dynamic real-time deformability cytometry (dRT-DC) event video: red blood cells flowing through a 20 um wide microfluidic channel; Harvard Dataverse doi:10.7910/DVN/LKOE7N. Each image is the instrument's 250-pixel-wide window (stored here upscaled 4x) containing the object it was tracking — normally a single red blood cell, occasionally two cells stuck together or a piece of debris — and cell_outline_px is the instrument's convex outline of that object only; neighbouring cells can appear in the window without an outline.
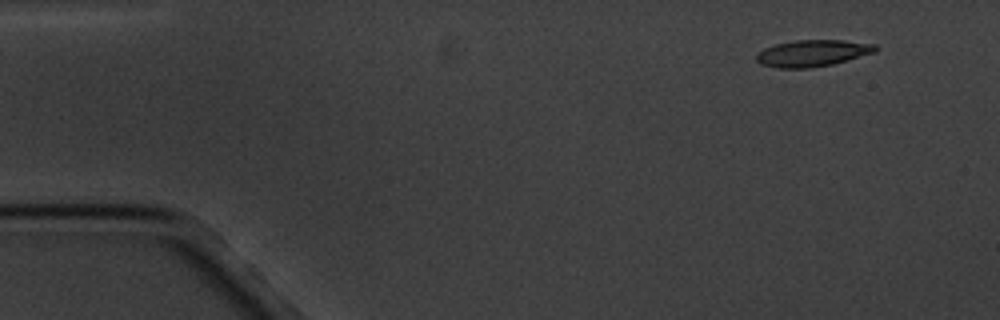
{"species": "common noctule bat (a hibernating species)", "species_latin": "Nyctalus noctula", "temperature_condition": "cold", "stored_images_in_passage": 6, "camera_frame_rate_fps": 3000, "um_per_image_px": 0.085, "animal": {"sex": "male", "body_mass_g": 20.1, "forearm_length_mm": 53.5}, "frame": {"image": 1, "passage_image": 2, "time_ms": 1.333, "image_size_px": [1000, 320], "cell_outline_px": [[876, 52], [832, 64], [808, 68], [776, 68], [760, 64], [756, 60], [756, 52], [764, 48], [776, 44], [796, 40], [844, 40], [876, 44]], "centroid_in_image_um": [69.03, 4.52], "position_along_channel_um": 16.0, "area_um2": 18.5}}
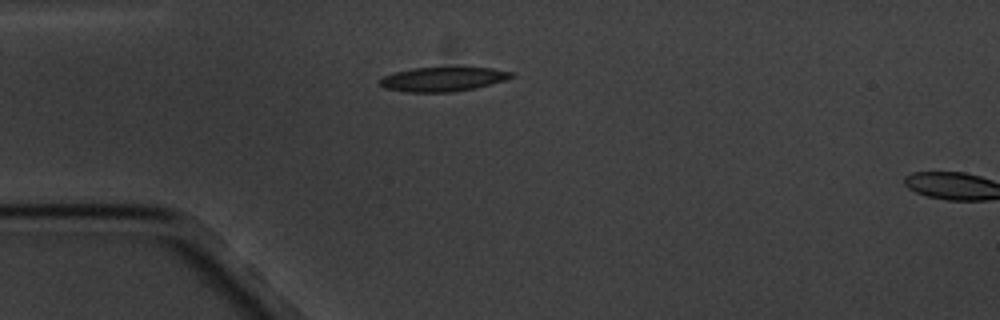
{"frame": {"image": 2, "passage_image": 5, "time_ms": 4.667, "image_size_px": [1000, 320], "cell_outline_px": [[516, 76], [504, 80], [476, 88], [452, 92], [408, 92], [384, 88], [376, 80], [384, 76], [396, 72], [412, 68], [492, 68], [512, 72]], "centroid_in_image_um": [37.63, 6.74], "position_along_channel_um": 47.4, "area_um2": 18.5}}